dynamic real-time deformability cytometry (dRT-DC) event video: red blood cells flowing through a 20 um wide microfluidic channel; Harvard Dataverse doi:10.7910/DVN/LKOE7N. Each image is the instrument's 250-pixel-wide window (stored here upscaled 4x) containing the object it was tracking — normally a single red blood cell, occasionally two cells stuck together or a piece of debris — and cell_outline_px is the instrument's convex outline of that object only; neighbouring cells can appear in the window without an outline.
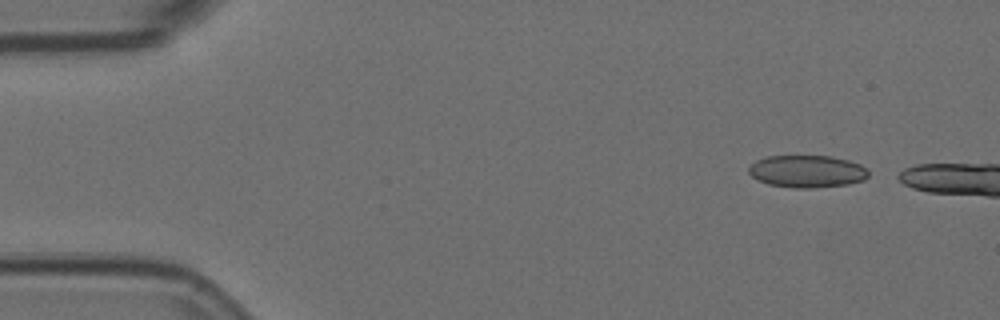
{"species": "Egyptian fruit bat (a non-hibernating species)", "species_latin": "Rousettus aegyptiacus", "temperature_condition": "room temperature", "stored_images_in_passage": 4, "camera_frame_rate_fps": 3000, "um_per_image_px": 0.085, "animal": {"sex": "female"}, "frame": {"image": 1, "passage_image": 1, "time_ms": 0.0, "image_size_px": [1000, 320], "cell_outline_px": [[868, 176], [864, 180], [848, 184], [812, 188], [792, 188], [768, 184], [756, 180], [748, 172], [748, 168], [756, 160], [764, 156], [832, 156], [848, 160], [860, 164], [868, 168]], "centroid_in_image_um": [68.59, 14.56], "position_along_channel_um": 16.4, "area_um2": 22.77}}